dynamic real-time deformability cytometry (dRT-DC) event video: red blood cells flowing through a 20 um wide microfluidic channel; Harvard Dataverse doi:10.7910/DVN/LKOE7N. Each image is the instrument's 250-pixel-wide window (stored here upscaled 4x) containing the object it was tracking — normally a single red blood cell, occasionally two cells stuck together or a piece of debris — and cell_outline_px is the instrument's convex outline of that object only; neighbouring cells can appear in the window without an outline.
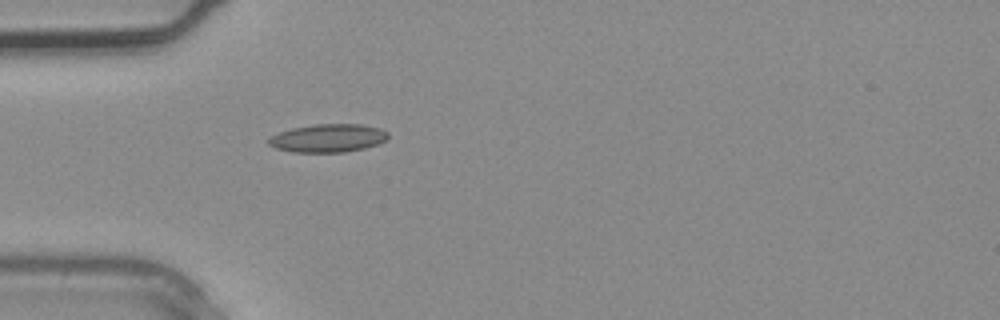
{"species": "common noctule bat (a hibernating species)", "species_latin": "Nyctalus noctula", "temperature_condition": "warm", "stored_images_in_passage": 4, "camera_frame_rate_fps": 3000, "um_per_image_px": 0.085, "animal": {"sex": "male", "body_mass_g": 20.4}, "frame": {"image": 1, "passage_image": 4, "time_ms": 1.0, "image_size_px": [1000, 320], "cell_outline_px": [[388, 140], [364, 148], [344, 152], [292, 152], [276, 148], [268, 144], [268, 140], [272, 136], [280, 132], [292, 128], [316, 124], [360, 124], [380, 128], [388, 132]], "centroid_in_image_um": [27.9, 11.74], "position_along_channel_um": 57.1, "area_um2": 19.54}}